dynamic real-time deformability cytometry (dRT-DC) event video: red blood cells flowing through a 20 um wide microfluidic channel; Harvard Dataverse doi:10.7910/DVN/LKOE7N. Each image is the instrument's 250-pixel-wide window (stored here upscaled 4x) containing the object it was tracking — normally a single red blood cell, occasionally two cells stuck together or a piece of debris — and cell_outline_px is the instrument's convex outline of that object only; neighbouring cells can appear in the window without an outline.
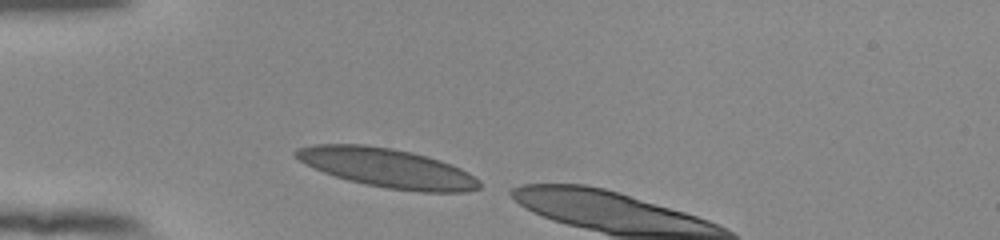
{"species": "human", "species_latin": "Homo sapiens", "temperature_condition": "room temperature", "stored_images_in_passage": 10, "camera_frame_rate_fps": 3000, "um_per_image_px": 0.085, "donor": {"sex": "female"}, "frame": {"image": 1, "passage_image": 1, "time_ms": 0.0, "image_size_px": [1000, 240], "cell_outline_px": [[480, 188], [468, 192], [420, 192], [388, 188], [364, 184], [348, 180], [324, 172], [304, 164], [292, 152], [296, 148], [316, 144], [364, 144], [392, 148], [412, 152], [428, 156], [452, 164], [468, 172], [480, 180]], "centroid_in_image_um": [32.94, 14.27], "position_along_channel_um": 52.1, "area_um2": 41.96}}
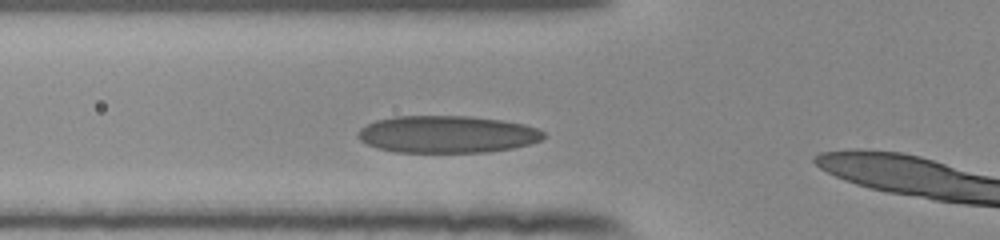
{"frame": {"image": 2, "passage_image": 5, "time_ms": 1.333, "image_size_px": [1000, 240], "cell_outline_px": [[544, 136], [540, 140], [528, 144], [512, 148], [488, 152], [396, 152], [376, 148], [360, 140], [356, 136], [356, 132], [360, 128], [376, 120], [396, 116], [472, 116], [500, 120], [524, 124], [536, 128], [544, 132]], "centroid_in_image_um": [37.96, 11.41], "position_along_channel_um": 87.8, "area_um2": 40.23}}
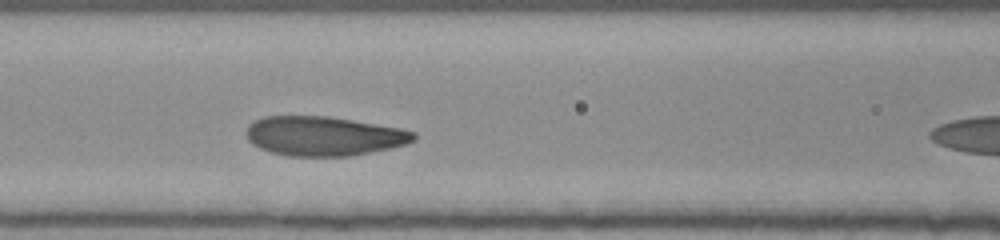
{"frame": {"image": 3, "passage_image": 9, "time_ms": 2.667, "image_size_px": [1000, 240], "cell_outline_px": [[416, 140], [408, 144], [348, 156], [288, 156], [272, 152], [260, 148], [252, 144], [248, 140], [244, 132], [248, 124], [264, 116], [328, 116], [400, 128], [416, 132]], "centroid_in_image_um": [27.49, 11.56], "position_along_channel_um": 139.1, "area_um2": 38.44}}